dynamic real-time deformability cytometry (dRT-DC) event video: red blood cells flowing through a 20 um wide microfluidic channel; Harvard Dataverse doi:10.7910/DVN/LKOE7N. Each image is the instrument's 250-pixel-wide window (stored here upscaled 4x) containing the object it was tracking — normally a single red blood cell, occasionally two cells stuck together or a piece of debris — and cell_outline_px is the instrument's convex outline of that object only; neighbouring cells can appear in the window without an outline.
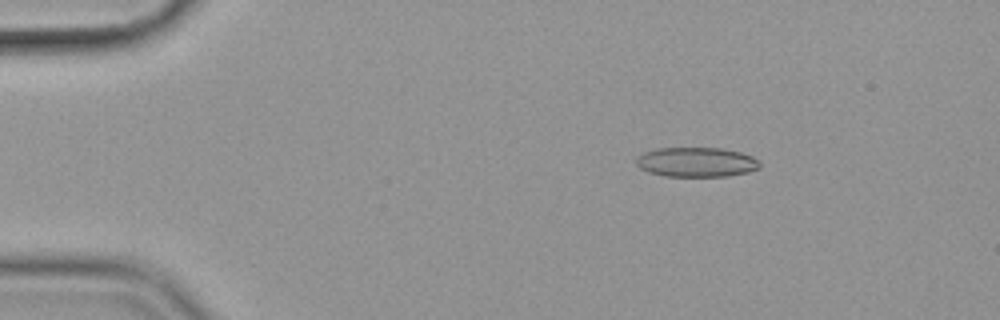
{"species": "common noctule bat (a hibernating species)", "species_latin": "Nyctalus noctula", "temperature_condition": "cold", "stored_images_in_passage": 56, "camera_frame_rate_fps": 3000, "um_per_image_px": 0.085, "animal": {"sex": "female", "body_mass_g": 19.9}, "frame": {"image": 1, "passage_image": 9, "time_ms": 2.667, "image_size_px": [1000, 320], "cell_outline_px": [[760, 168], [748, 172], [728, 176], [664, 176], [648, 172], [640, 168], [636, 164], [636, 156], [644, 152], [656, 148], [720, 148], [740, 152], [752, 156], [760, 160]], "centroid_in_image_um": [59.19, 13.78], "position_along_channel_um": 25.8, "area_um2": 21.5}}
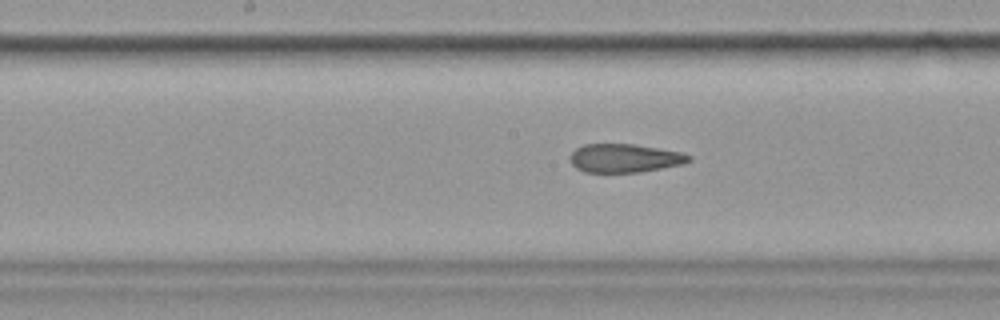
{"frame": {"image": 2, "passage_image": 29, "time_ms": 9.333, "image_size_px": [1000, 320], "cell_outline_px": [[692, 160], [684, 164], [640, 172], [584, 172], [576, 168], [568, 160], [568, 156], [576, 148], [584, 144], [632, 144], [680, 152], [692, 156]], "centroid_in_image_um": [53.06, 13.45], "position_along_channel_um": 195.1, "area_um2": 19.83}}
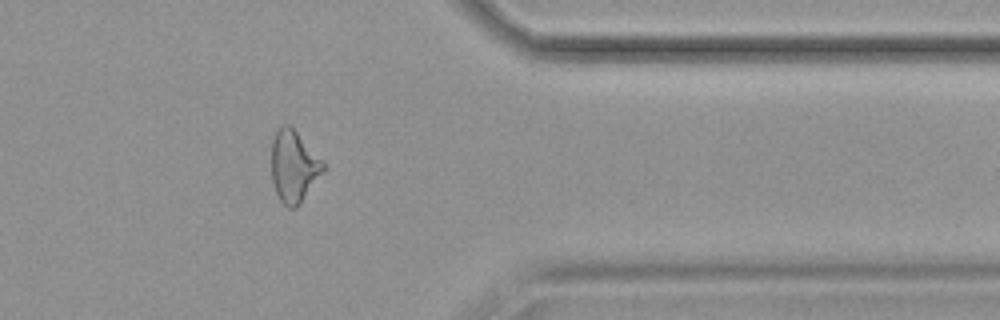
{"frame": {"image": 3, "passage_image": 46, "time_ms": 15.0, "image_size_px": [1000, 320], "cell_outline_px": [[324, 172], [300, 204], [296, 208], [288, 208], [280, 200], [276, 192], [272, 180], [272, 140], [280, 124], [288, 124], [324, 160]], "centroid_in_image_um": [24.98, 14.15], "position_along_channel_um": 386.4, "area_um2": 21.68}, "authors_computed_cell_mechanics": {"area_um2": 21.7906, "velocity_mm_per_s": 3.5981, "shape_relaxation_time_tau1_ms": null, "shape_relaxation_time_tau2_ms": 3.1175, "deformation_change_tau1": null, "deformation_change_tau2": 0.1092}}